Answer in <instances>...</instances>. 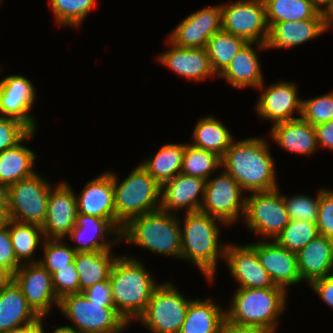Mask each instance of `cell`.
Instances as JSON below:
<instances>
[{"label":"cell","mask_w":333,"mask_h":333,"mask_svg":"<svg viewBox=\"0 0 333 333\" xmlns=\"http://www.w3.org/2000/svg\"><path fill=\"white\" fill-rule=\"evenodd\" d=\"M179 224L181 260L196 267L208 285L215 284L219 261L224 260L228 243L220 240L221 230L229 226L219 218L200 211L183 213L179 216Z\"/></svg>","instance_id":"1"},{"label":"cell","mask_w":333,"mask_h":333,"mask_svg":"<svg viewBox=\"0 0 333 333\" xmlns=\"http://www.w3.org/2000/svg\"><path fill=\"white\" fill-rule=\"evenodd\" d=\"M264 137L236 138L221 157V169L230 174L247 193L279 187L271 141Z\"/></svg>","instance_id":"2"},{"label":"cell","mask_w":333,"mask_h":333,"mask_svg":"<svg viewBox=\"0 0 333 333\" xmlns=\"http://www.w3.org/2000/svg\"><path fill=\"white\" fill-rule=\"evenodd\" d=\"M143 262L134 255L120 254L109 278L113 306L129 325L136 323L161 284Z\"/></svg>","instance_id":"3"},{"label":"cell","mask_w":333,"mask_h":333,"mask_svg":"<svg viewBox=\"0 0 333 333\" xmlns=\"http://www.w3.org/2000/svg\"><path fill=\"white\" fill-rule=\"evenodd\" d=\"M288 294L283 288H236L225 306L226 322L277 333Z\"/></svg>","instance_id":"4"},{"label":"cell","mask_w":333,"mask_h":333,"mask_svg":"<svg viewBox=\"0 0 333 333\" xmlns=\"http://www.w3.org/2000/svg\"><path fill=\"white\" fill-rule=\"evenodd\" d=\"M143 248L153 255L181 261L179 215L161 209L131 218L121 230V243Z\"/></svg>","instance_id":"5"},{"label":"cell","mask_w":333,"mask_h":333,"mask_svg":"<svg viewBox=\"0 0 333 333\" xmlns=\"http://www.w3.org/2000/svg\"><path fill=\"white\" fill-rule=\"evenodd\" d=\"M126 176L120 179L112 171L116 226L120 230L131 218L159 210L161 203V185L140 163Z\"/></svg>","instance_id":"6"},{"label":"cell","mask_w":333,"mask_h":333,"mask_svg":"<svg viewBox=\"0 0 333 333\" xmlns=\"http://www.w3.org/2000/svg\"><path fill=\"white\" fill-rule=\"evenodd\" d=\"M172 280L161 281L154 290L145 311L136 320L149 333H179L185 320L188 298ZM175 285V286H174Z\"/></svg>","instance_id":"7"},{"label":"cell","mask_w":333,"mask_h":333,"mask_svg":"<svg viewBox=\"0 0 333 333\" xmlns=\"http://www.w3.org/2000/svg\"><path fill=\"white\" fill-rule=\"evenodd\" d=\"M58 311L78 333H125L130 326L114 307L90 302L83 293L63 296Z\"/></svg>","instance_id":"8"},{"label":"cell","mask_w":333,"mask_h":333,"mask_svg":"<svg viewBox=\"0 0 333 333\" xmlns=\"http://www.w3.org/2000/svg\"><path fill=\"white\" fill-rule=\"evenodd\" d=\"M280 187L270 191L252 192L246 196L242 222L258 240H275L290 219Z\"/></svg>","instance_id":"9"},{"label":"cell","mask_w":333,"mask_h":333,"mask_svg":"<svg viewBox=\"0 0 333 333\" xmlns=\"http://www.w3.org/2000/svg\"><path fill=\"white\" fill-rule=\"evenodd\" d=\"M39 173L38 171L9 186V219L40 226L44 223L48 199L55 184Z\"/></svg>","instance_id":"10"},{"label":"cell","mask_w":333,"mask_h":333,"mask_svg":"<svg viewBox=\"0 0 333 333\" xmlns=\"http://www.w3.org/2000/svg\"><path fill=\"white\" fill-rule=\"evenodd\" d=\"M218 172L206 180L199 211L219 218L231 228L239 221L242 224L247 193L226 171L220 168Z\"/></svg>","instance_id":"11"},{"label":"cell","mask_w":333,"mask_h":333,"mask_svg":"<svg viewBox=\"0 0 333 333\" xmlns=\"http://www.w3.org/2000/svg\"><path fill=\"white\" fill-rule=\"evenodd\" d=\"M220 6L223 31L247 42L267 43L269 26L264 0H227Z\"/></svg>","instance_id":"12"},{"label":"cell","mask_w":333,"mask_h":333,"mask_svg":"<svg viewBox=\"0 0 333 333\" xmlns=\"http://www.w3.org/2000/svg\"><path fill=\"white\" fill-rule=\"evenodd\" d=\"M298 87L288 80H277L268 85L263 82L256 89L260 93L254 105L255 115L260 121L271 122V126L301 117L302 97Z\"/></svg>","instance_id":"13"},{"label":"cell","mask_w":333,"mask_h":333,"mask_svg":"<svg viewBox=\"0 0 333 333\" xmlns=\"http://www.w3.org/2000/svg\"><path fill=\"white\" fill-rule=\"evenodd\" d=\"M36 99V87L29 78L10 74L0 79V116L17 119L30 130H38L37 117L34 111L32 114Z\"/></svg>","instance_id":"14"},{"label":"cell","mask_w":333,"mask_h":333,"mask_svg":"<svg viewBox=\"0 0 333 333\" xmlns=\"http://www.w3.org/2000/svg\"><path fill=\"white\" fill-rule=\"evenodd\" d=\"M220 30L222 10L219 2L188 14L166 38L181 48H206L208 40Z\"/></svg>","instance_id":"15"},{"label":"cell","mask_w":333,"mask_h":333,"mask_svg":"<svg viewBox=\"0 0 333 333\" xmlns=\"http://www.w3.org/2000/svg\"><path fill=\"white\" fill-rule=\"evenodd\" d=\"M76 191L70 182L60 180L52 187L45 221L41 228L45 239H67L76 225L78 213Z\"/></svg>","instance_id":"16"},{"label":"cell","mask_w":333,"mask_h":333,"mask_svg":"<svg viewBox=\"0 0 333 333\" xmlns=\"http://www.w3.org/2000/svg\"><path fill=\"white\" fill-rule=\"evenodd\" d=\"M66 240L75 242L70 246L76 253L113 251L121 243V230L110 219L77 213L76 225Z\"/></svg>","instance_id":"17"},{"label":"cell","mask_w":333,"mask_h":333,"mask_svg":"<svg viewBox=\"0 0 333 333\" xmlns=\"http://www.w3.org/2000/svg\"><path fill=\"white\" fill-rule=\"evenodd\" d=\"M11 278L39 316H49L52 309L59 308L60 299L54 291L52 275L40 263L22 264Z\"/></svg>","instance_id":"18"},{"label":"cell","mask_w":333,"mask_h":333,"mask_svg":"<svg viewBox=\"0 0 333 333\" xmlns=\"http://www.w3.org/2000/svg\"><path fill=\"white\" fill-rule=\"evenodd\" d=\"M223 261L238 284L236 288H282L273 283L248 241L246 244L228 241Z\"/></svg>","instance_id":"19"},{"label":"cell","mask_w":333,"mask_h":333,"mask_svg":"<svg viewBox=\"0 0 333 333\" xmlns=\"http://www.w3.org/2000/svg\"><path fill=\"white\" fill-rule=\"evenodd\" d=\"M164 43L166 47L168 45V50L160 52L155 58L161 66L168 67L171 73L194 83L217 77L211 67L206 48H181L167 38Z\"/></svg>","instance_id":"20"},{"label":"cell","mask_w":333,"mask_h":333,"mask_svg":"<svg viewBox=\"0 0 333 333\" xmlns=\"http://www.w3.org/2000/svg\"><path fill=\"white\" fill-rule=\"evenodd\" d=\"M249 244L255 249L260 263L276 286L289 292V287L293 288L302 283L296 253L282 247L275 240L256 238Z\"/></svg>","instance_id":"21"},{"label":"cell","mask_w":333,"mask_h":333,"mask_svg":"<svg viewBox=\"0 0 333 333\" xmlns=\"http://www.w3.org/2000/svg\"><path fill=\"white\" fill-rule=\"evenodd\" d=\"M206 180L194 176L177 174L161 185L160 209L175 215L200 210Z\"/></svg>","instance_id":"22"},{"label":"cell","mask_w":333,"mask_h":333,"mask_svg":"<svg viewBox=\"0 0 333 333\" xmlns=\"http://www.w3.org/2000/svg\"><path fill=\"white\" fill-rule=\"evenodd\" d=\"M267 50L266 44L247 42L217 78L225 79V83L237 90L245 88L256 90L265 81L258 53Z\"/></svg>","instance_id":"23"},{"label":"cell","mask_w":333,"mask_h":333,"mask_svg":"<svg viewBox=\"0 0 333 333\" xmlns=\"http://www.w3.org/2000/svg\"><path fill=\"white\" fill-rule=\"evenodd\" d=\"M76 197L78 213L110 219L116 225L112 170L88 180Z\"/></svg>","instance_id":"24"},{"label":"cell","mask_w":333,"mask_h":333,"mask_svg":"<svg viewBox=\"0 0 333 333\" xmlns=\"http://www.w3.org/2000/svg\"><path fill=\"white\" fill-rule=\"evenodd\" d=\"M268 135L269 141L290 154L309 158L319 150L315 127L302 117L271 126Z\"/></svg>","instance_id":"25"},{"label":"cell","mask_w":333,"mask_h":333,"mask_svg":"<svg viewBox=\"0 0 333 333\" xmlns=\"http://www.w3.org/2000/svg\"><path fill=\"white\" fill-rule=\"evenodd\" d=\"M327 32L325 18H310L294 22L275 23L269 29L268 50L293 49L313 41Z\"/></svg>","instance_id":"26"},{"label":"cell","mask_w":333,"mask_h":333,"mask_svg":"<svg viewBox=\"0 0 333 333\" xmlns=\"http://www.w3.org/2000/svg\"><path fill=\"white\" fill-rule=\"evenodd\" d=\"M296 255L302 282L309 285L333 274V239L318 235Z\"/></svg>","instance_id":"27"},{"label":"cell","mask_w":333,"mask_h":333,"mask_svg":"<svg viewBox=\"0 0 333 333\" xmlns=\"http://www.w3.org/2000/svg\"><path fill=\"white\" fill-rule=\"evenodd\" d=\"M37 130H31L14 147L0 152V182L8 187L22 179L32 176L35 170V160L38 154L25 143L33 140ZM33 138V139H32Z\"/></svg>","instance_id":"28"},{"label":"cell","mask_w":333,"mask_h":333,"mask_svg":"<svg viewBox=\"0 0 333 333\" xmlns=\"http://www.w3.org/2000/svg\"><path fill=\"white\" fill-rule=\"evenodd\" d=\"M38 317L20 287L10 278L0 289V333L29 324Z\"/></svg>","instance_id":"29"},{"label":"cell","mask_w":333,"mask_h":333,"mask_svg":"<svg viewBox=\"0 0 333 333\" xmlns=\"http://www.w3.org/2000/svg\"><path fill=\"white\" fill-rule=\"evenodd\" d=\"M211 296L192 299L179 333H222L226 322L225 308Z\"/></svg>","instance_id":"30"},{"label":"cell","mask_w":333,"mask_h":333,"mask_svg":"<svg viewBox=\"0 0 333 333\" xmlns=\"http://www.w3.org/2000/svg\"><path fill=\"white\" fill-rule=\"evenodd\" d=\"M190 135V144L222 157L235 139L230 129L214 114L200 117Z\"/></svg>","instance_id":"31"},{"label":"cell","mask_w":333,"mask_h":333,"mask_svg":"<svg viewBox=\"0 0 333 333\" xmlns=\"http://www.w3.org/2000/svg\"><path fill=\"white\" fill-rule=\"evenodd\" d=\"M114 251L76 253L74 264L79 275L80 293L88 287L109 281L114 263L120 255Z\"/></svg>","instance_id":"32"},{"label":"cell","mask_w":333,"mask_h":333,"mask_svg":"<svg viewBox=\"0 0 333 333\" xmlns=\"http://www.w3.org/2000/svg\"><path fill=\"white\" fill-rule=\"evenodd\" d=\"M269 29L280 22L325 18L324 8L316 0H264Z\"/></svg>","instance_id":"33"},{"label":"cell","mask_w":333,"mask_h":333,"mask_svg":"<svg viewBox=\"0 0 333 333\" xmlns=\"http://www.w3.org/2000/svg\"><path fill=\"white\" fill-rule=\"evenodd\" d=\"M185 143L170 142L162 145L154 155L140 161L150 176L160 185L181 172Z\"/></svg>","instance_id":"34"},{"label":"cell","mask_w":333,"mask_h":333,"mask_svg":"<svg viewBox=\"0 0 333 333\" xmlns=\"http://www.w3.org/2000/svg\"><path fill=\"white\" fill-rule=\"evenodd\" d=\"M9 233L17 260L21 264L39 263L40 258L36 253H39L37 251L45 240L41 226L9 219Z\"/></svg>","instance_id":"35"},{"label":"cell","mask_w":333,"mask_h":333,"mask_svg":"<svg viewBox=\"0 0 333 333\" xmlns=\"http://www.w3.org/2000/svg\"><path fill=\"white\" fill-rule=\"evenodd\" d=\"M247 41L239 36L220 30L207 42L206 50L211 67L218 77L231 63L236 54L244 47Z\"/></svg>","instance_id":"36"},{"label":"cell","mask_w":333,"mask_h":333,"mask_svg":"<svg viewBox=\"0 0 333 333\" xmlns=\"http://www.w3.org/2000/svg\"><path fill=\"white\" fill-rule=\"evenodd\" d=\"M221 168V157L216 153L186 142L181 172L187 176H194L208 180Z\"/></svg>","instance_id":"37"},{"label":"cell","mask_w":333,"mask_h":333,"mask_svg":"<svg viewBox=\"0 0 333 333\" xmlns=\"http://www.w3.org/2000/svg\"><path fill=\"white\" fill-rule=\"evenodd\" d=\"M59 27L79 29L87 15L98 6V0H48Z\"/></svg>","instance_id":"38"},{"label":"cell","mask_w":333,"mask_h":333,"mask_svg":"<svg viewBox=\"0 0 333 333\" xmlns=\"http://www.w3.org/2000/svg\"><path fill=\"white\" fill-rule=\"evenodd\" d=\"M318 235L316 223L290 220L275 241L282 247L297 254Z\"/></svg>","instance_id":"39"},{"label":"cell","mask_w":333,"mask_h":333,"mask_svg":"<svg viewBox=\"0 0 333 333\" xmlns=\"http://www.w3.org/2000/svg\"><path fill=\"white\" fill-rule=\"evenodd\" d=\"M65 239H45L39 263L52 275L60 268L74 262L76 251Z\"/></svg>","instance_id":"40"},{"label":"cell","mask_w":333,"mask_h":333,"mask_svg":"<svg viewBox=\"0 0 333 333\" xmlns=\"http://www.w3.org/2000/svg\"><path fill=\"white\" fill-rule=\"evenodd\" d=\"M316 193V196L308 195L307 193H295L289 196L282 192L289 219L316 223L321 187Z\"/></svg>","instance_id":"41"},{"label":"cell","mask_w":333,"mask_h":333,"mask_svg":"<svg viewBox=\"0 0 333 333\" xmlns=\"http://www.w3.org/2000/svg\"><path fill=\"white\" fill-rule=\"evenodd\" d=\"M301 117L312 126L333 120V91L309 98H302Z\"/></svg>","instance_id":"42"},{"label":"cell","mask_w":333,"mask_h":333,"mask_svg":"<svg viewBox=\"0 0 333 333\" xmlns=\"http://www.w3.org/2000/svg\"><path fill=\"white\" fill-rule=\"evenodd\" d=\"M52 285L59 299L68 294L80 293L79 275L74 262L52 274Z\"/></svg>","instance_id":"43"},{"label":"cell","mask_w":333,"mask_h":333,"mask_svg":"<svg viewBox=\"0 0 333 333\" xmlns=\"http://www.w3.org/2000/svg\"><path fill=\"white\" fill-rule=\"evenodd\" d=\"M31 130L21 121L0 116V152L14 147Z\"/></svg>","instance_id":"44"},{"label":"cell","mask_w":333,"mask_h":333,"mask_svg":"<svg viewBox=\"0 0 333 333\" xmlns=\"http://www.w3.org/2000/svg\"><path fill=\"white\" fill-rule=\"evenodd\" d=\"M319 235L333 239V189L321 187L317 217Z\"/></svg>","instance_id":"45"},{"label":"cell","mask_w":333,"mask_h":333,"mask_svg":"<svg viewBox=\"0 0 333 333\" xmlns=\"http://www.w3.org/2000/svg\"><path fill=\"white\" fill-rule=\"evenodd\" d=\"M21 265L13 251L8 221L7 226L0 230V270L11 278Z\"/></svg>","instance_id":"46"},{"label":"cell","mask_w":333,"mask_h":333,"mask_svg":"<svg viewBox=\"0 0 333 333\" xmlns=\"http://www.w3.org/2000/svg\"><path fill=\"white\" fill-rule=\"evenodd\" d=\"M90 302L103 303V307H114L109 281L96 283L82 292Z\"/></svg>","instance_id":"47"},{"label":"cell","mask_w":333,"mask_h":333,"mask_svg":"<svg viewBox=\"0 0 333 333\" xmlns=\"http://www.w3.org/2000/svg\"><path fill=\"white\" fill-rule=\"evenodd\" d=\"M309 287L333 311V274L314 280Z\"/></svg>","instance_id":"48"},{"label":"cell","mask_w":333,"mask_h":333,"mask_svg":"<svg viewBox=\"0 0 333 333\" xmlns=\"http://www.w3.org/2000/svg\"><path fill=\"white\" fill-rule=\"evenodd\" d=\"M318 146L333 151V120L315 126Z\"/></svg>","instance_id":"49"},{"label":"cell","mask_w":333,"mask_h":333,"mask_svg":"<svg viewBox=\"0 0 333 333\" xmlns=\"http://www.w3.org/2000/svg\"><path fill=\"white\" fill-rule=\"evenodd\" d=\"M47 316H39L36 320L22 326V333H49L45 329ZM45 321V322H44Z\"/></svg>","instance_id":"50"},{"label":"cell","mask_w":333,"mask_h":333,"mask_svg":"<svg viewBox=\"0 0 333 333\" xmlns=\"http://www.w3.org/2000/svg\"><path fill=\"white\" fill-rule=\"evenodd\" d=\"M222 333H269L266 330L256 327L236 326L231 323L225 322Z\"/></svg>","instance_id":"51"},{"label":"cell","mask_w":333,"mask_h":333,"mask_svg":"<svg viewBox=\"0 0 333 333\" xmlns=\"http://www.w3.org/2000/svg\"><path fill=\"white\" fill-rule=\"evenodd\" d=\"M327 32L333 29V0L324 7Z\"/></svg>","instance_id":"52"},{"label":"cell","mask_w":333,"mask_h":333,"mask_svg":"<svg viewBox=\"0 0 333 333\" xmlns=\"http://www.w3.org/2000/svg\"><path fill=\"white\" fill-rule=\"evenodd\" d=\"M9 187L0 182V209H8Z\"/></svg>","instance_id":"53"},{"label":"cell","mask_w":333,"mask_h":333,"mask_svg":"<svg viewBox=\"0 0 333 333\" xmlns=\"http://www.w3.org/2000/svg\"><path fill=\"white\" fill-rule=\"evenodd\" d=\"M60 323L54 326V330L51 333H78L73 327H71L70 325H68V323L65 325H60Z\"/></svg>","instance_id":"54"},{"label":"cell","mask_w":333,"mask_h":333,"mask_svg":"<svg viewBox=\"0 0 333 333\" xmlns=\"http://www.w3.org/2000/svg\"><path fill=\"white\" fill-rule=\"evenodd\" d=\"M8 209H0V230L5 228L9 221Z\"/></svg>","instance_id":"55"},{"label":"cell","mask_w":333,"mask_h":333,"mask_svg":"<svg viewBox=\"0 0 333 333\" xmlns=\"http://www.w3.org/2000/svg\"><path fill=\"white\" fill-rule=\"evenodd\" d=\"M10 279V277L0 270V289L3 287V285Z\"/></svg>","instance_id":"56"},{"label":"cell","mask_w":333,"mask_h":333,"mask_svg":"<svg viewBox=\"0 0 333 333\" xmlns=\"http://www.w3.org/2000/svg\"><path fill=\"white\" fill-rule=\"evenodd\" d=\"M323 8L326 7L332 0H316Z\"/></svg>","instance_id":"57"},{"label":"cell","mask_w":333,"mask_h":333,"mask_svg":"<svg viewBox=\"0 0 333 333\" xmlns=\"http://www.w3.org/2000/svg\"><path fill=\"white\" fill-rule=\"evenodd\" d=\"M5 333H22V326L21 327H17V328H14L8 332H5Z\"/></svg>","instance_id":"58"},{"label":"cell","mask_w":333,"mask_h":333,"mask_svg":"<svg viewBox=\"0 0 333 333\" xmlns=\"http://www.w3.org/2000/svg\"><path fill=\"white\" fill-rule=\"evenodd\" d=\"M79 333H102V332H79Z\"/></svg>","instance_id":"59"}]
</instances>
